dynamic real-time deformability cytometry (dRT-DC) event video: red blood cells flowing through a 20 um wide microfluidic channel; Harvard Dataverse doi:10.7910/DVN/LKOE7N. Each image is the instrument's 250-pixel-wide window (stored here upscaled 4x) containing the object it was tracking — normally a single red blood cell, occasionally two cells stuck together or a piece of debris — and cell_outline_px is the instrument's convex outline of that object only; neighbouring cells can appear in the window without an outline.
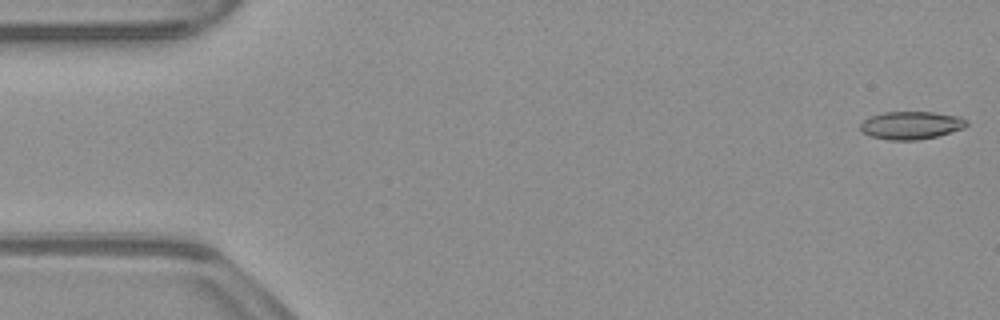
{"species": "common noctule bat (a hibernating species)", "species_latin": "Nyctalus noctula", "temperature_condition": "warm", "stored_images_in_passage": 8, "camera_frame_rate_fps": 3000, "um_per_image_px": 0.085, "animal": {"sex": "male", "body_mass_g": 23.1, "forearm_length_mm": 52.7}, "frame": {"image": 1, "passage_image": 1, "time_ms": 0.0, "image_size_px": [1000, 320], "cell_outline_px": [[968, 124], [964, 128], [936, 136], [916, 140], [888, 140], [872, 136], [860, 132], [860, 124], [864, 120], [872, 116], [884, 112], [932, 112], [960, 116], [968, 120]], "centroid_in_image_um": [77.45, 10.64], "position_along_channel_um": 7.5, "area_um2": 17.22}}